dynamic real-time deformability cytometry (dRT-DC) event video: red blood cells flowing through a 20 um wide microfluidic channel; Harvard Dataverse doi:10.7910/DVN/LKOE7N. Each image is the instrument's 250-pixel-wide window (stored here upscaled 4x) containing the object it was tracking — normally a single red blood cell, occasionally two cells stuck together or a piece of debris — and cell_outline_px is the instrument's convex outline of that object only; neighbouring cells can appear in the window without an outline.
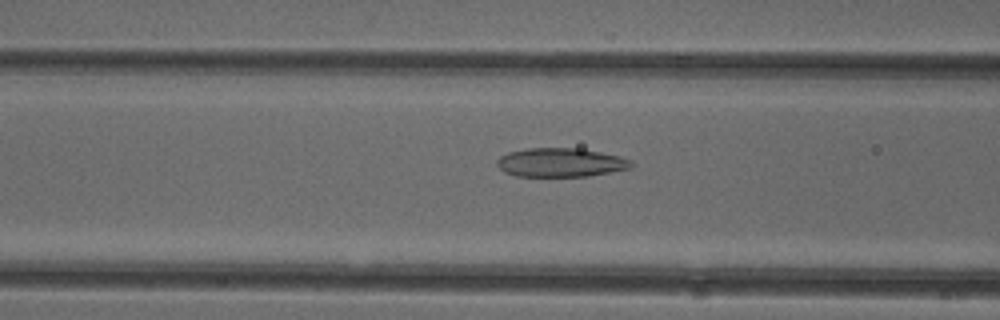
{"species": "common noctule bat (a hibernating species)", "species_latin": "Nyctalus noctula", "temperature_condition": "cold", "stored_images_in_passage": 44, "camera_frame_rate_fps": 3000, "um_per_image_px": 0.085, "animal": {"sex": "female"}, "frame": {"image": 1, "passage_image": 13, "time_ms": 4.0, "image_size_px": [1000, 320], "cell_outline_px": [[632, 164], [628, 168], [588, 176], [516, 176], [504, 172], [496, 164], [496, 160], [500, 156], [508, 152], [528, 148], [580, 148], [620, 156], [632, 160]], "centroid_in_image_um": [47.61, 13.8], "position_along_channel_um": 119.0, "area_um2": 22.48}}
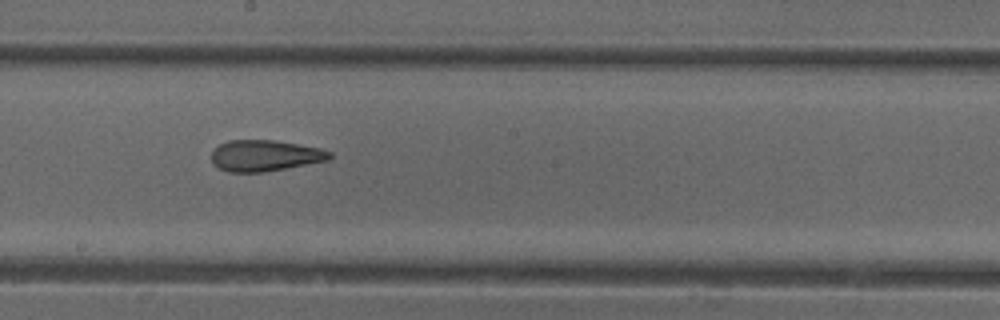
{"frame": {"image": 2, "passage_image": 21, "time_ms": 6.667, "image_size_px": [1000, 320], "cell_outline_px": [[332, 156], [328, 160], [264, 172], [228, 172], [212, 164], [212, 152], [220, 144], [228, 140], [272, 140], [320, 148], [332, 152]], "centroid_in_image_um": [22.5, 13.23], "position_along_channel_um": 225.7, "area_um2": 21.27}}
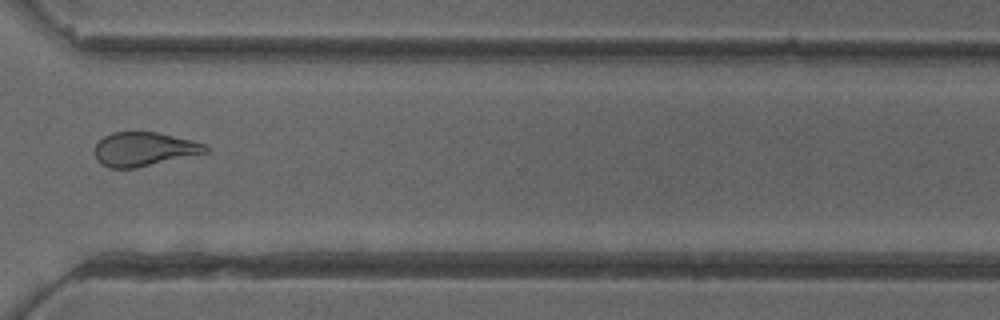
{"frame": {"image": 3, "passage_image": 31, "time_ms": 10.0, "image_size_px": [1000, 320], "cell_outline_px": [[208, 152], [136, 168], [108, 168], [100, 164], [96, 156], [96, 144], [104, 136], [112, 132], [156, 132], [192, 140], [204, 144], [208, 148]], "centroid_in_image_um": [12.23, 12.68], "position_along_channel_um": 358.4, "area_um2": 21.73}, "authors_computed_cell_mechanics": {"area_um2": 22.8599, "velocity_mm_per_s": 3.9957, "shape_relaxation_time_tau1_ms": null, "shape_relaxation_time_tau2_ms": 2.4149, "deformation_change_tau1": null, "deformation_change_tau2": 0.1153}}